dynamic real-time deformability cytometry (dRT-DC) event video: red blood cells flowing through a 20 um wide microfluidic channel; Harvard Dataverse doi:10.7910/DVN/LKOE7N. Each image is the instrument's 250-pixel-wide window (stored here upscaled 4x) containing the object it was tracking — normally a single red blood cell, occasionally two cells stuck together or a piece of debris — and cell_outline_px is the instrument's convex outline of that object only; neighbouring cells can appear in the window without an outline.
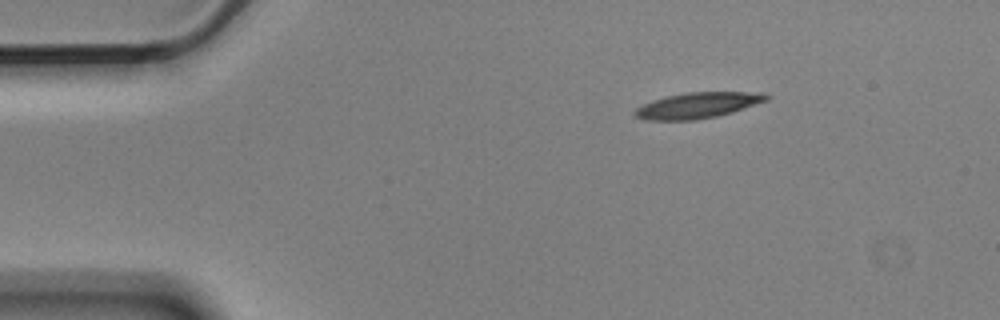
{"species": "Egyptian fruit bat (a non-hibernating species)", "species_latin": "Rousettus aegyptiacus", "temperature_condition": "cold", "stored_images_in_passage": 3, "segment_of_instrument_passage": [1, 2], "camera_frame_rate_fps": 3000, "um_per_image_px": 0.085, "animal": {"sex": "male"}, "frame": {"image": 1, "passage_image": 1, "time_ms": 0.0, "image_size_px": [1000, 320], "cell_outline_px": [[772, 96], [768, 100], [732, 112], [716, 116], [696, 120], [644, 120], [632, 116], [632, 112], [636, 108], [652, 100], [684, 92], [764, 92]], "centroid_in_image_um": [59.29, 8.95], "position_along_channel_um": 25.7, "area_um2": 19.94}}